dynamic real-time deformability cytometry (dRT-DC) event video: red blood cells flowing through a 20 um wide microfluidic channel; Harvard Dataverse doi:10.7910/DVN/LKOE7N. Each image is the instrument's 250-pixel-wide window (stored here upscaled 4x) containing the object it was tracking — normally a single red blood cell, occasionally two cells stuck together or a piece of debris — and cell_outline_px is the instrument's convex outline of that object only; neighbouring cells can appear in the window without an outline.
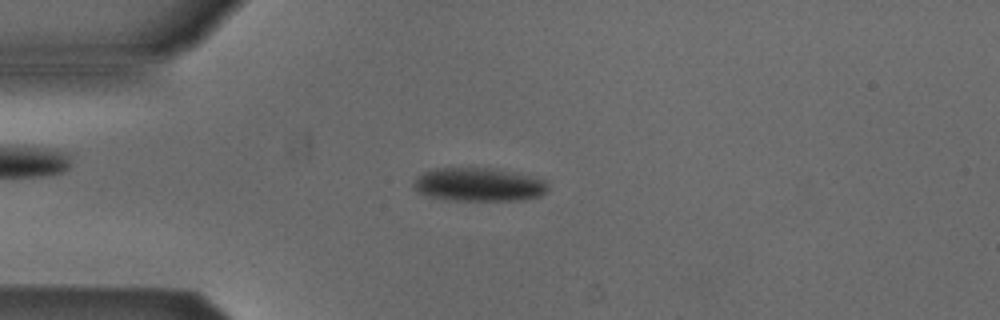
{"species": "Egyptian fruit bat (a non-hibernating species)", "species_latin": "Rousettus aegyptiacus", "temperature_condition": "cold", "stored_images_in_passage": 49, "camera_frame_rate_fps": 3000, "um_per_image_px": 0.085, "animal": {"sex": "male"}, "frame": {"image": 1, "passage_image": 10, "time_ms": 3.0, "image_size_px": [1000, 320], "cell_outline_px": [[548, 188], [540, 196], [524, 200], [444, 200], [428, 196], [412, 188], [412, 184], [416, 176], [424, 172], [436, 168], [488, 168], [544, 180]], "centroid_in_image_um": [40.59, 15.71], "position_along_channel_um": 44.4, "area_um2": 25.84}}
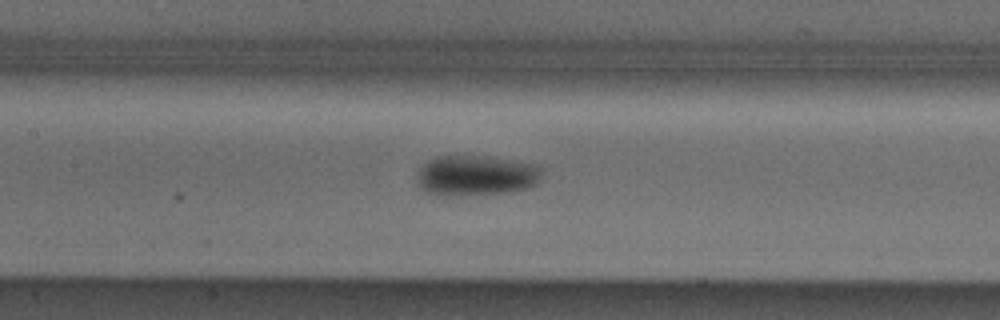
{"frame": {"image": 2, "passage_image": 21, "time_ms": 6.667, "image_size_px": [1000, 320], "cell_outline_px": [[544, 168], [540, 180], [536, 184], [528, 188], [512, 192], [428, 192], [420, 188], [416, 184], [416, 172], [428, 160], [436, 156], [492, 156], [540, 164]], "centroid_in_image_um": [40.56, 14.84], "position_along_channel_um": 166.8, "area_um2": 28.96}}
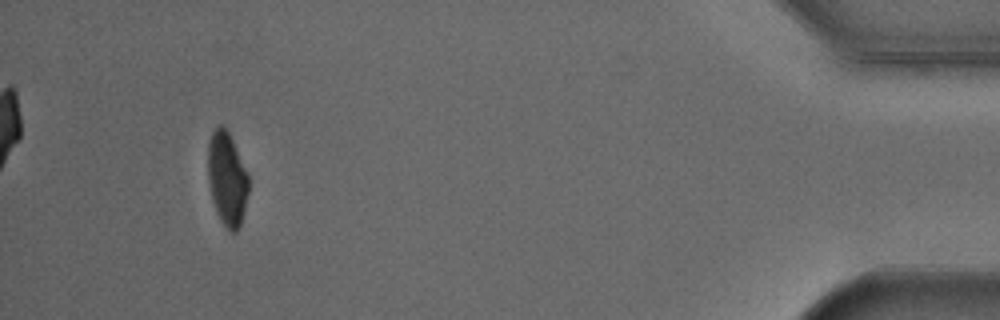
{"frame": {"image": 3, "passage_image": 46, "time_ms": 15.0, "image_size_px": [1000, 320], "cell_outline_px": [[248, 192], [244, 212], [240, 224], [236, 232], [228, 232], [220, 220], [216, 212], [212, 200], [208, 180], [208, 140], [212, 132], [220, 124], [228, 132], [248, 172]], "centroid_in_image_um": [19.29, 15.23], "position_along_channel_um": 415.9, "area_um2": 22.2}, "authors_computed_cell_mechanics": {"area_um2": 26.0678, "velocity_mm_per_s": 3.8679, "shape_relaxation_time_tau1_ms": 2.6539, "shape_relaxation_time_tau2_ms": null, "deformation_change_tau1": 0.107, "deformation_change_tau2": null}}